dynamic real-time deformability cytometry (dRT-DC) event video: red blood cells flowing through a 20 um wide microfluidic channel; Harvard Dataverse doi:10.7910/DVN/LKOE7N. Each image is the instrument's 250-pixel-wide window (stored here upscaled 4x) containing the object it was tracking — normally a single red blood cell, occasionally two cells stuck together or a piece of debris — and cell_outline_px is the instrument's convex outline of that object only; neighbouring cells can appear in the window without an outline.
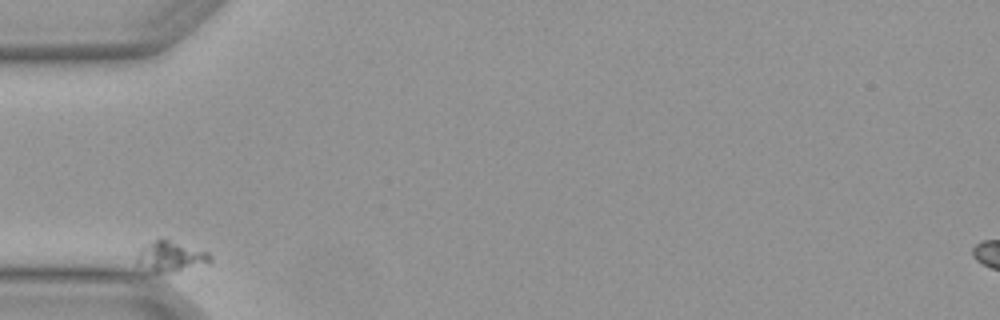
{"species": "Egyptian fruit bat (a non-hibernating species)", "species_latin": "Rousettus aegyptiacus", "temperature_condition": "warm", "stored_images_in_passage": 1, "camera_frame_rate_fps": 3000, "um_per_image_px": 0.085, "animal": {"sex": "female"}, "frame": {"image": 1, "passage_image": 1, "time_ms": 0.0, "image_size_px": [1000, 320], "cell_outline_px": [[212, 260], [208, 264], [168, 272], [152, 272], [136, 264], [136, 260], [140, 248], [156, 240], [168, 240], [208, 252], [212, 256]], "centroid_in_image_um": [14.51, 21.82], "position_along_channel_um": 70.5, "area_um2": 12.66}}